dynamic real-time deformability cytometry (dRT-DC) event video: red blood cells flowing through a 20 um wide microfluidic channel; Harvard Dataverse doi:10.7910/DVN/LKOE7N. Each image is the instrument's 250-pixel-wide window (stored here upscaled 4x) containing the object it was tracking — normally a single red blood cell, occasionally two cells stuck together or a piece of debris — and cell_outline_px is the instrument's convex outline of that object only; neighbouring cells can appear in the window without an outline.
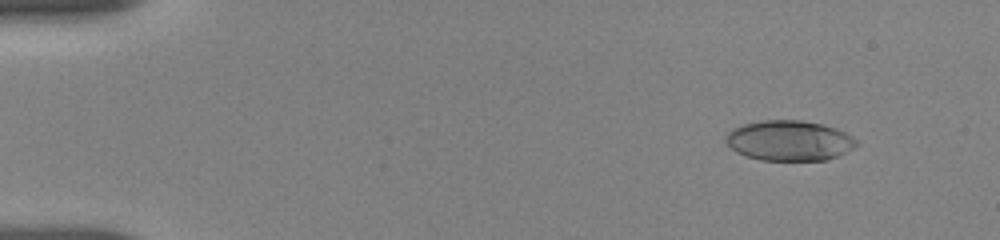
{"species": "human", "species_latin": "Homo sapiens", "temperature_condition": "room temperature", "stored_images_in_passage": 54, "camera_frame_rate_fps": 3000, "um_per_image_px": 0.085, "donor": {"sex": "female"}, "frame": {"image": 1, "passage_image": 4, "time_ms": 1.0, "image_size_px": [1000, 240], "cell_outline_px": [[856, 144], [852, 148], [828, 160], [760, 160], [736, 152], [724, 140], [728, 132], [732, 128], [744, 124], [764, 120], [800, 120], [824, 124], [836, 128], [852, 136], [856, 140]], "centroid_in_image_um": [67.07, 11.94], "position_along_channel_um": 17.9, "area_um2": 30.46}}
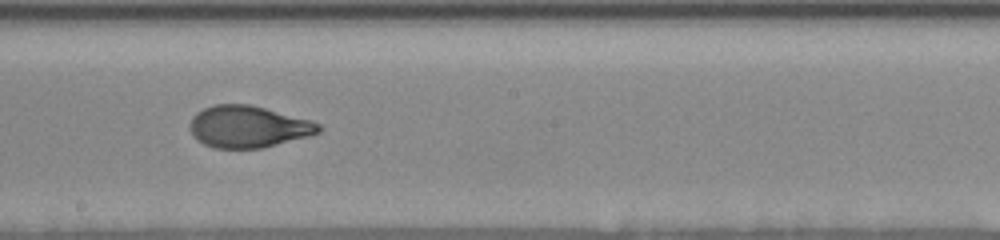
{"frame": {"image": 2, "passage_image": 30, "time_ms": 9.667, "image_size_px": [1000, 240], "cell_outline_px": [[320, 132], [308, 136], [264, 148], [216, 148], [204, 144], [188, 128], [188, 124], [192, 116], [196, 112], [204, 108], [216, 104], [248, 104], [312, 120], [320, 124]], "centroid_in_image_um": [21.09, 10.76], "position_along_channel_um": 227.1, "area_um2": 31.27}}
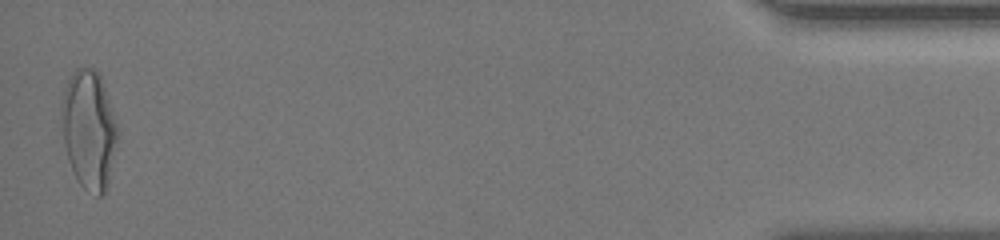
{"frame": {"image": 3, "passage_image": 53, "time_ms": 17.333, "image_size_px": [1000, 240], "cell_outline_px": [[120, 136], [104, 196], [96, 196], [84, 188], [80, 184], [68, 160], [64, 140], [60, 112], [60, 104], [64, 88], [72, 72], [76, 68], [96, 68], [100, 76]], "centroid_in_image_um": [7.55, 11.02], "position_along_channel_um": 427.6, "area_um2": 38.78}, "authors_computed_cell_mechanics": {"area_um2": 31.5299, "velocity_mm_per_s": 3.6714, "shape_relaxation_time_tau1_ms": 4.6108, "shape_relaxation_time_tau2_ms": 0.6914, "deformation_change_tau1": 0.1997, "deformation_change_tau2": 0.0626}}